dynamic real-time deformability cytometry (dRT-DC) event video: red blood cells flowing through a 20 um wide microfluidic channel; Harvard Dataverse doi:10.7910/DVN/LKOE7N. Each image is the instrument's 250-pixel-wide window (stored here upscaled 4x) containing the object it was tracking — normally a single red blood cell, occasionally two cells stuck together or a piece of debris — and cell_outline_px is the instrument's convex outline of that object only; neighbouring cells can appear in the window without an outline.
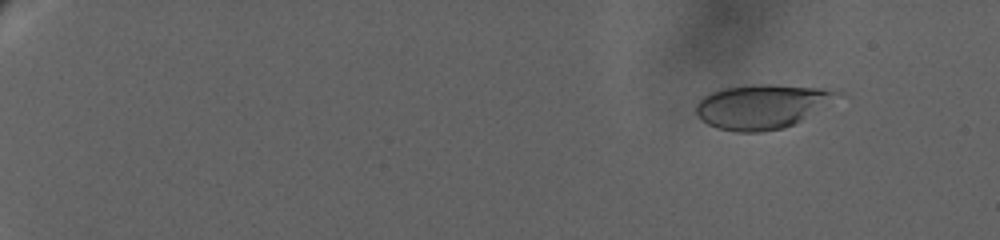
{"species": "human", "species_latin": "Homo sapiens", "temperature_condition": "warm", "stored_images_in_passage": 71, "camera_frame_rate_fps": 3000, "um_per_image_px": 0.085, "donor": {"sex": "female"}, "frame": {"image": 1, "passage_image": 8, "time_ms": 2.667, "image_size_px": [1000, 240], "cell_outline_px": [[848, 96], [796, 124], [784, 128], [764, 132], [736, 132], [716, 128], [700, 120], [696, 116], [696, 104], [704, 96], [720, 88], [756, 84], [768, 84], [820, 88], [844, 92]], "centroid_in_image_um": [64.87, 9.05], "position_along_channel_um": 20.1, "area_um2": 37.57}}
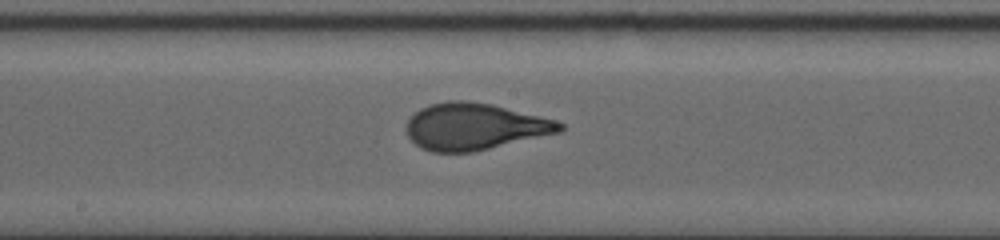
{"frame": {"image": 2, "passage_image": 38, "time_ms": 15.0, "image_size_px": [1000, 240], "cell_outline_px": [[564, 128], [560, 132], [472, 152], [432, 152], [420, 148], [408, 136], [408, 120], [420, 108], [428, 104], [448, 100], [468, 100], [492, 104], [556, 120], [564, 124]], "centroid_in_image_um": [40.33, 10.74], "position_along_channel_um": 207.9, "area_um2": 41.56}}
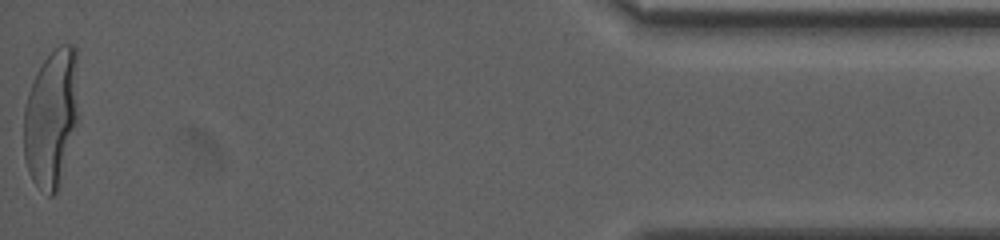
{"frame": {"image": 3, "passage_image": 71, "time_ms": 24.667, "image_size_px": [1000, 240], "cell_outline_px": [[76, 124], [56, 192], [52, 196], [48, 196], [32, 180], [24, 156], [24, 108], [28, 92], [36, 72], [44, 60], [60, 44], [72, 44], [76, 48]], "centroid_in_image_um": [4.32, 10.0], "position_along_channel_um": 430.9, "area_um2": 42.95}, "authors_computed_cell_mechanics": {"area_um2": 39.9398, "velocity_mm_per_s": 2.9959, "shape_relaxation_time_tau1_ms": 5.7672, "shape_relaxation_time_tau2_ms": null, "deformation_change_tau1": 0.2495, "deformation_change_tau2": null}}